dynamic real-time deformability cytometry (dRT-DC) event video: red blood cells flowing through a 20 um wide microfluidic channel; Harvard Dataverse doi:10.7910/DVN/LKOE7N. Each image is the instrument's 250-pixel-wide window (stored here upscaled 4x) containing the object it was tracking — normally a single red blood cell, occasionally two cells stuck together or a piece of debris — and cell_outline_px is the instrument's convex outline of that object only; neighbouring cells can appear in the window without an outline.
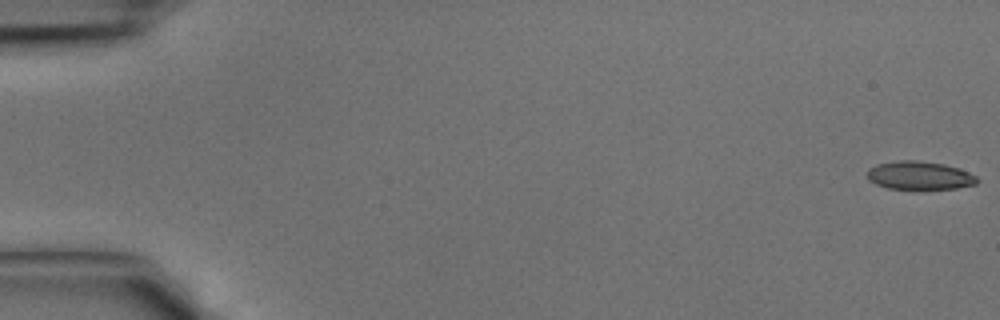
{"species": "common noctule bat (a hibernating species)", "species_latin": "Nyctalus noctula", "temperature_condition": "cold", "stored_images_in_passage": 18, "camera_frame_rate_fps": 3000, "um_per_image_px": 0.085, "animal": {"sex": "male", "body_mass_g": 15.6}, "frame": {"image": 1, "passage_image": 1, "time_ms": 0.0, "image_size_px": [1000, 320], "cell_outline_px": [[980, 180], [976, 184], [956, 188], [920, 192], [888, 188], [876, 184], [868, 180], [868, 168], [876, 164], [900, 160], [912, 160], [944, 164], [968, 172], [976, 176]], "centroid_in_image_um": [78.15, 14.97], "position_along_channel_um": 6.8, "area_um2": 18.79}}
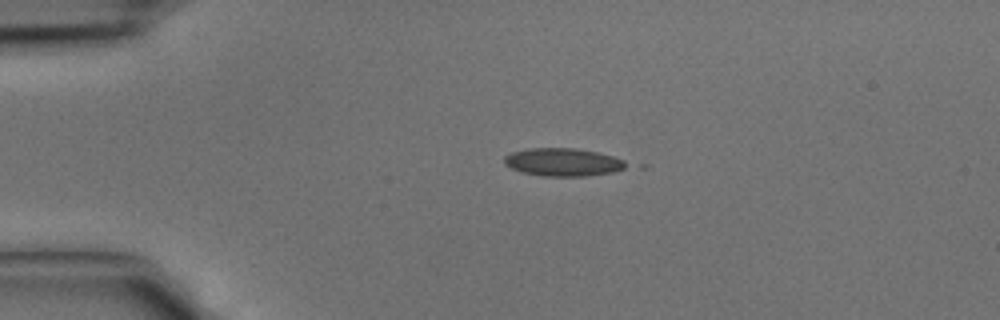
{"frame": {"image": 2, "passage_image": 10, "time_ms": 3.0, "image_size_px": [1000, 320], "cell_outline_px": [[632, 164], [624, 168], [612, 172], [588, 176], [544, 176], [524, 172], [512, 168], [504, 164], [504, 156], [512, 152], [528, 148], [576, 148], [596, 152], [612, 156], [624, 160]], "centroid_in_image_um": [47.88, 13.78], "position_along_channel_um": 37.1, "area_um2": 19.83}}